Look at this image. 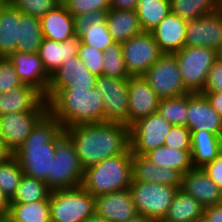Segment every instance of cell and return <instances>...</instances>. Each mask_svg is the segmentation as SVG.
Wrapping results in <instances>:
<instances>
[{"mask_svg":"<svg viewBox=\"0 0 222 222\" xmlns=\"http://www.w3.org/2000/svg\"><path fill=\"white\" fill-rule=\"evenodd\" d=\"M48 111L61 123L70 126L104 122L103 98L96 88L58 90L48 101Z\"/></svg>","mask_w":222,"mask_h":222,"instance_id":"3957f363","label":"cell"},{"mask_svg":"<svg viewBox=\"0 0 222 222\" xmlns=\"http://www.w3.org/2000/svg\"><path fill=\"white\" fill-rule=\"evenodd\" d=\"M0 222H14V221L7 216V217L0 218Z\"/></svg>","mask_w":222,"mask_h":222,"instance_id":"6f0895ef","label":"cell"},{"mask_svg":"<svg viewBox=\"0 0 222 222\" xmlns=\"http://www.w3.org/2000/svg\"><path fill=\"white\" fill-rule=\"evenodd\" d=\"M214 110L222 117V92L202 93Z\"/></svg>","mask_w":222,"mask_h":222,"instance_id":"681fc988","label":"cell"},{"mask_svg":"<svg viewBox=\"0 0 222 222\" xmlns=\"http://www.w3.org/2000/svg\"><path fill=\"white\" fill-rule=\"evenodd\" d=\"M8 217L14 222H51L49 200L33 203H10Z\"/></svg>","mask_w":222,"mask_h":222,"instance_id":"836d02e7","label":"cell"},{"mask_svg":"<svg viewBox=\"0 0 222 222\" xmlns=\"http://www.w3.org/2000/svg\"><path fill=\"white\" fill-rule=\"evenodd\" d=\"M188 93L159 100L157 112L169 123L187 127Z\"/></svg>","mask_w":222,"mask_h":222,"instance_id":"d590c367","label":"cell"},{"mask_svg":"<svg viewBox=\"0 0 222 222\" xmlns=\"http://www.w3.org/2000/svg\"><path fill=\"white\" fill-rule=\"evenodd\" d=\"M106 14L107 11L96 10L73 17L76 36L80 37L93 24L106 23Z\"/></svg>","mask_w":222,"mask_h":222,"instance_id":"f6af8a7d","label":"cell"},{"mask_svg":"<svg viewBox=\"0 0 222 222\" xmlns=\"http://www.w3.org/2000/svg\"><path fill=\"white\" fill-rule=\"evenodd\" d=\"M43 38L64 42L74 37V19L61 3L40 18Z\"/></svg>","mask_w":222,"mask_h":222,"instance_id":"d4e9b609","label":"cell"},{"mask_svg":"<svg viewBox=\"0 0 222 222\" xmlns=\"http://www.w3.org/2000/svg\"><path fill=\"white\" fill-rule=\"evenodd\" d=\"M8 60L13 64L15 72L23 84L30 85L39 90L44 96L50 81L39 53H24L15 51Z\"/></svg>","mask_w":222,"mask_h":222,"instance_id":"ac0fdd59","label":"cell"},{"mask_svg":"<svg viewBox=\"0 0 222 222\" xmlns=\"http://www.w3.org/2000/svg\"><path fill=\"white\" fill-rule=\"evenodd\" d=\"M164 145L177 150H191V130L186 126L173 125Z\"/></svg>","mask_w":222,"mask_h":222,"instance_id":"7bdbcfd3","label":"cell"},{"mask_svg":"<svg viewBox=\"0 0 222 222\" xmlns=\"http://www.w3.org/2000/svg\"><path fill=\"white\" fill-rule=\"evenodd\" d=\"M180 189L191 195L204 208L222 203V190L202 168H193L183 174Z\"/></svg>","mask_w":222,"mask_h":222,"instance_id":"44dd1931","label":"cell"},{"mask_svg":"<svg viewBox=\"0 0 222 222\" xmlns=\"http://www.w3.org/2000/svg\"><path fill=\"white\" fill-rule=\"evenodd\" d=\"M174 55L184 87L190 93H202L210 68L218 60V52L210 48L184 46Z\"/></svg>","mask_w":222,"mask_h":222,"instance_id":"52a82bcc","label":"cell"},{"mask_svg":"<svg viewBox=\"0 0 222 222\" xmlns=\"http://www.w3.org/2000/svg\"><path fill=\"white\" fill-rule=\"evenodd\" d=\"M128 126L137 120L157 112L159 98L142 77H130L128 81Z\"/></svg>","mask_w":222,"mask_h":222,"instance_id":"d6986e66","label":"cell"},{"mask_svg":"<svg viewBox=\"0 0 222 222\" xmlns=\"http://www.w3.org/2000/svg\"><path fill=\"white\" fill-rule=\"evenodd\" d=\"M84 222H110V221L105 219L104 217L94 214L90 216L89 218H87Z\"/></svg>","mask_w":222,"mask_h":222,"instance_id":"db71d44e","label":"cell"},{"mask_svg":"<svg viewBox=\"0 0 222 222\" xmlns=\"http://www.w3.org/2000/svg\"><path fill=\"white\" fill-rule=\"evenodd\" d=\"M19 11L8 2L0 11V57L7 58L17 50L19 40Z\"/></svg>","mask_w":222,"mask_h":222,"instance_id":"83f0119b","label":"cell"},{"mask_svg":"<svg viewBox=\"0 0 222 222\" xmlns=\"http://www.w3.org/2000/svg\"><path fill=\"white\" fill-rule=\"evenodd\" d=\"M180 186L133 181L129 191L138 215L161 222Z\"/></svg>","mask_w":222,"mask_h":222,"instance_id":"ba28073f","label":"cell"},{"mask_svg":"<svg viewBox=\"0 0 222 222\" xmlns=\"http://www.w3.org/2000/svg\"><path fill=\"white\" fill-rule=\"evenodd\" d=\"M133 181L181 186L182 175L174 169L155 165L144 155L133 154Z\"/></svg>","mask_w":222,"mask_h":222,"instance_id":"cb8c5ba5","label":"cell"},{"mask_svg":"<svg viewBox=\"0 0 222 222\" xmlns=\"http://www.w3.org/2000/svg\"><path fill=\"white\" fill-rule=\"evenodd\" d=\"M137 3L138 0H111V9L135 11Z\"/></svg>","mask_w":222,"mask_h":222,"instance_id":"f907efd6","label":"cell"},{"mask_svg":"<svg viewBox=\"0 0 222 222\" xmlns=\"http://www.w3.org/2000/svg\"><path fill=\"white\" fill-rule=\"evenodd\" d=\"M187 127L222 135V117L202 93H188Z\"/></svg>","mask_w":222,"mask_h":222,"instance_id":"e0dca14e","label":"cell"},{"mask_svg":"<svg viewBox=\"0 0 222 222\" xmlns=\"http://www.w3.org/2000/svg\"><path fill=\"white\" fill-rule=\"evenodd\" d=\"M13 64L8 58H0V93L22 86Z\"/></svg>","mask_w":222,"mask_h":222,"instance_id":"ee69618b","label":"cell"},{"mask_svg":"<svg viewBox=\"0 0 222 222\" xmlns=\"http://www.w3.org/2000/svg\"><path fill=\"white\" fill-rule=\"evenodd\" d=\"M51 222H84L95 214V196L82 186L50 191Z\"/></svg>","mask_w":222,"mask_h":222,"instance_id":"5b68a950","label":"cell"},{"mask_svg":"<svg viewBox=\"0 0 222 222\" xmlns=\"http://www.w3.org/2000/svg\"><path fill=\"white\" fill-rule=\"evenodd\" d=\"M10 212V199L0 191V218L7 217Z\"/></svg>","mask_w":222,"mask_h":222,"instance_id":"816d5d0a","label":"cell"},{"mask_svg":"<svg viewBox=\"0 0 222 222\" xmlns=\"http://www.w3.org/2000/svg\"><path fill=\"white\" fill-rule=\"evenodd\" d=\"M13 153L6 147L2 139L0 138V163H3L10 158Z\"/></svg>","mask_w":222,"mask_h":222,"instance_id":"f5cc1de1","label":"cell"},{"mask_svg":"<svg viewBox=\"0 0 222 222\" xmlns=\"http://www.w3.org/2000/svg\"><path fill=\"white\" fill-rule=\"evenodd\" d=\"M155 165L177 170L181 175L193 169L191 150H177L166 145L144 154Z\"/></svg>","mask_w":222,"mask_h":222,"instance_id":"f546056e","label":"cell"},{"mask_svg":"<svg viewBox=\"0 0 222 222\" xmlns=\"http://www.w3.org/2000/svg\"><path fill=\"white\" fill-rule=\"evenodd\" d=\"M106 24L114 42L124 43L143 32L137 12L134 10L110 9L106 14Z\"/></svg>","mask_w":222,"mask_h":222,"instance_id":"484cf974","label":"cell"},{"mask_svg":"<svg viewBox=\"0 0 222 222\" xmlns=\"http://www.w3.org/2000/svg\"><path fill=\"white\" fill-rule=\"evenodd\" d=\"M222 92V62L217 60L208 73L202 93Z\"/></svg>","mask_w":222,"mask_h":222,"instance_id":"bcb514c9","label":"cell"},{"mask_svg":"<svg viewBox=\"0 0 222 222\" xmlns=\"http://www.w3.org/2000/svg\"><path fill=\"white\" fill-rule=\"evenodd\" d=\"M62 130L61 123L49 111L37 122L24 143L13 153L24 175L46 183L55 158L57 135Z\"/></svg>","mask_w":222,"mask_h":222,"instance_id":"7a4b0ae2","label":"cell"},{"mask_svg":"<svg viewBox=\"0 0 222 222\" xmlns=\"http://www.w3.org/2000/svg\"><path fill=\"white\" fill-rule=\"evenodd\" d=\"M199 222H208L204 217L199 219Z\"/></svg>","mask_w":222,"mask_h":222,"instance_id":"91938a15","label":"cell"},{"mask_svg":"<svg viewBox=\"0 0 222 222\" xmlns=\"http://www.w3.org/2000/svg\"><path fill=\"white\" fill-rule=\"evenodd\" d=\"M80 45L81 39L76 35L64 42L43 38L38 53L46 72L52 75L63 62L78 56Z\"/></svg>","mask_w":222,"mask_h":222,"instance_id":"603a6c76","label":"cell"},{"mask_svg":"<svg viewBox=\"0 0 222 222\" xmlns=\"http://www.w3.org/2000/svg\"><path fill=\"white\" fill-rule=\"evenodd\" d=\"M185 46L222 48V8L215 13L187 21Z\"/></svg>","mask_w":222,"mask_h":222,"instance_id":"5bb4252c","label":"cell"},{"mask_svg":"<svg viewBox=\"0 0 222 222\" xmlns=\"http://www.w3.org/2000/svg\"><path fill=\"white\" fill-rule=\"evenodd\" d=\"M173 124L158 112L137 120L130 126V149L133 154L144 155L163 146Z\"/></svg>","mask_w":222,"mask_h":222,"instance_id":"7c38bea8","label":"cell"},{"mask_svg":"<svg viewBox=\"0 0 222 222\" xmlns=\"http://www.w3.org/2000/svg\"><path fill=\"white\" fill-rule=\"evenodd\" d=\"M102 75L116 79H129L122 54V44L114 42L105 49L103 55Z\"/></svg>","mask_w":222,"mask_h":222,"instance_id":"74e56055","label":"cell"},{"mask_svg":"<svg viewBox=\"0 0 222 222\" xmlns=\"http://www.w3.org/2000/svg\"><path fill=\"white\" fill-rule=\"evenodd\" d=\"M127 222H155L152 219H149L148 217L137 215L134 219H131Z\"/></svg>","mask_w":222,"mask_h":222,"instance_id":"11a10c76","label":"cell"},{"mask_svg":"<svg viewBox=\"0 0 222 222\" xmlns=\"http://www.w3.org/2000/svg\"><path fill=\"white\" fill-rule=\"evenodd\" d=\"M95 214L110 222H127L138 215L129 189L96 196Z\"/></svg>","mask_w":222,"mask_h":222,"instance_id":"ffe728a7","label":"cell"},{"mask_svg":"<svg viewBox=\"0 0 222 222\" xmlns=\"http://www.w3.org/2000/svg\"><path fill=\"white\" fill-rule=\"evenodd\" d=\"M81 43L105 51L114 43L112 36L109 34L106 23H96L80 36Z\"/></svg>","mask_w":222,"mask_h":222,"instance_id":"f35d334b","label":"cell"},{"mask_svg":"<svg viewBox=\"0 0 222 222\" xmlns=\"http://www.w3.org/2000/svg\"><path fill=\"white\" fill-rule=\"evenodd\" d=\"M171 13L190 21L217 12L222 0H170Z\"/></svg>","mask_w":222,"mask_h":222,"instance_id":"d6a6232c","label":"cell"},{"mask_svg":"<svg viewBox=\"0 0 222 222\" xmlns=\"http://www.w3.org/2000/svg\"><path fill=\"white\" fill-rule=\"evenodd\" d=\"M9 0H0V11L7 5Z\"/></svg>","mask_w":222,"mask_h":222,"instance_id":"9f6ffc18","label":"cell"},{"mask_svg":"<svg viewBox=\"0 0 222 222\" xmlns=\"http://www.w3.org/2000/svg\"><path fill=\"white\" fill-rule=\"evenodd\" d=\"M129 79H116L105 75L97 77L95 88L104 103V122L123 123L128 126Z\"/></svg>","mask_w":222,"mask_h":222,"instance_id":"8fae6325","label":"cell"},{"mask_svg":"<svg viewBox=\"0 0 222 222\" xmlns=\"http://www.w3.org/2000/svg\"><path fill=\"white\" fill-rule=\"evenodd\" d=\"M83 173L75 145L62 130L57 135L55 158L46 185L50 190L81 186Z\"/></svg>","mask_w":222,"mask_h":222,"instance_id":"8992f818","label":"cell"},{"mask_svg":"<svg viewBox=\"0 0 222 222\" xmlns=\"http://www.w3.org/2000/svg\"><path fill=\"white\" fill-rule=\"evenodd\" d=\"M17 112H48V102L39 90L26 84L0 93V116Z\"/></svg>","mask_w":222,"mask_h":222,"instance_id":"2e32d148","label":"cell"},{"mask_svg":"<svg viewBox=\"0 0 222 222\" xmlns=\"http://www.w3.org/2000/svg\"><path fill=\"white\" fill-rule=\"evenodd\" d=\"M64 132L74 143L84 170L130 148V127L123 123L80 124L65 128Z\"/></svg>","mask_w":222,"mask_h":222,"instance_id":"6da1fadb","label":"cell"},{"mask_svg":"<svg viewBox=\"0 0 222 222\" xmlns=\"http://www.w3.org/2000/svg\"><path fill=\"white\" fill-rule=\"evenodd\" d=\"M47 112H17L0 116V138L14 153Z\"/></svg>","mask_w":222,"mask_h":222,"instance_id":"9a60e30c","label":"cell"},{"mask_svg":"<svg viewBox=\"0 0 222 222\" xmlns=\"http://www.w3.org/2000/svg\"><path fill=\"white\" fill-rule=\"evenodd\" d=\"M19 40L17 50L24 53H38L43 40L40 18L19 11Z\"/></svg>","mask_w":222,"mask_h":222,"instance_id":"4dcf8cb0","label":"cell"},{"mask_svg":"<svg viewBox=\"0 0 222 222\" xmlns=\"http://www.w3.org/2000/svg\"><path fill=\"white\" fill-rule=\"evenodd\" d=\"M122 54L130 77L143 76L164 55L152 34L145 31L122 43Z\"/></svg>","mask_w":222,"mask_h":222,"instance_id":"30bf717a","label":"cell"},{"mask_svg":"<svg viewBox=\"0 0 222 222\" xmlns=\"http://www.w3.org/2000/svg\"><path fill=\"white\" fill-rule=\"evenodd\" d=\"M135 11L142 30L151 32L171 13L170 0H138Z\"/></svg>","mask_w":222,"mask_h":222,"instance_id":"1f68e13d","label":"cell"},{"mask_svg":"<svg viewBox=\"0 0 222 222\" xmlns=\"http://www.w3.org/2000/svg\"><path fill=\"white\" fill-rule=\"evenodd\" d=\"M218 60L222 62V48L218 52Z\"/></svg>","mask_w":222,"mask_h":222,"instance_id":"680465c9","label":"cell"},{"mask_svg":"<svg viewBox=\"0 0 222 222\" xmlns=\"http://www.w3.org/2000/svg\"><path fill=\"white\" fill-rule=\"evenodd\" d=\"M142 77L160 100L190 93L184 87L174 54H164Z\"/></svg>","mask_w":222,"mask_h":222,"instance_id":"9c48e42d","label":"cell"},{"mask_svg":"<svg viewBox=\"0 0 222 222\" xmlns=\"http://www.w3.org/2000/svg\"><path fill=\"white\" fill-rule=\"evenodd\" d=\"M187 21L170 13L150 33L164 54H174L185 46Z\"/></svg>","mask_w":222,"mask_h":222,"instance_id":"7402d4cb","label":"cell"},{"mask_svg":"<svg viewBox=\"0 0 222 222\" xmlns=\"http://www.w3.org/2000/svg\"><path fill=\"white\" fill-rule=\"evenodd\" d=\"M104 52L81 43L78 56L87 69L95 76L102 75Z\"/></svg>","mask_w":222,"mask_h":222,"instance_id":"b9f144b4","label":"cell"},{"mask_svg":"<svg viewBox=\"0 0 222 222\" xmlns=\"http://www.w3.org/2000/svg\"><path fill=\"white\" fill-rule=\"evenodd\" d=\"M203 215L204 207L179 188L161 222H195Z\"/></svg>","mask_w":222,"mask_h":222,"instance_id":"f1b7e54d","label":"cell"},{"mask_svg":"<svg viewBox=\"0 0 222 222\" xmlns=\"http://www.w3.org/2000/svg\"><path fill=\"white\" fill-rule=\"evenodd\" d=\"M133 153L109 157L84 170L81 186L93 196L129 189L132 176Z\"/></svg>","mask_w":222,"mask_h":222,"instance_id":"277c9868","label":"cell"},{"mask_svg":"<svg viewBox=\"0 0 222 222\" xmlns=\"http://www.w3.org/2000/svg\"><path fill=\"white\" fill-rule=\"evenodd\" d=\"M202 169L210 179L222 190V151L212 161L205 164Z\"/></svg>","mask_w":222,"mask_h":222,"instance_id":"7dc6e473","label":"cell"},{"mask_svg":"<svg viewBox=\"0 0 222 222\" xmlns=\"http://www.w3.org/2000/svg\"><path fill=\"white\" fill-rule=\"evenodd\" d=\"M61 3L73 17L90 11L111 9V0H62Z\"/></svg>","mask_w":222,"mask_h":222,"instance_id":"60d3db41","label":"cell"},{"mask_svg":"<svg viewBox=\"0 0 222 222\" xmlns=\"http://www.w3.org/2000/svg\"><path fill=\"white\" fill-rule=\"evenodd\" d=\"M23 174V170L14 155L0 163V191L10 200L15 195Z\"/></svg>","mask_w":222,"mask_h":222,"instance_id":"8d00e7d4","label":"cell"},{"mask_svg":"<svg viewBox=\"0 0 222 222\" xmlns=\"http://www.w3.org/2000/svg\"><path fill=\"white\" fill-rule=\"evenodd\" d=\"M191 159L194 168H202L212 162L222 151V135L211 132L191 131Z\"/></svg>","mask_w":222,"mask_h":222,"instance_id":"4316f807","label":"cell"},{"mask_svg":"<svg viewBox=\"0 0 222 222\" xmlns=\"http://www.w3.org/2000/svg\"><path fill=\"white\" fill-rule=\"evenodd\" d=\"M97 76L93 75L80 60L73 56L50 75L49 85L44 96L48 101L58 90H89L95 88Z\"/></svg>","mask_w":222,"mask_h":222,"instance_id":"4fadbf2b","label":"cell"},{"mask_svg":"<svg viewBox=\"0 0 222 222\" xmlns=\"http://www.w3.org/2000/svg\"><path fill=\"white\" fill-rule=\"evenodd\" d=\"M50 191L44 181L23 174L10 203H33L40 200H50Z\"/></svg>","mask_w":222,"mask_h":222,"instance_id":"e575fe53","label":"cell"},{"mask_svg":"<svg viewBox=\"0 0 222 222\" xmlns=\"http://www.w3.org/2000/svg\"><path fill=\"white\" fill-rule=\"evenodd\" d=\"M203 217L208 222H222V203L205 207Z\"/></svg>","mask_w":222,"mask_h":222,"instance_id":"c3c4849f","label":"cell"},{"mask_svg":"<svg viewBox=\"0 0 222 222\" xmlns=\"http://www.w3.org/2000/svg\"><path fill=\"white\" fill-rule=\"evenodd\" d=\"M21 13L41 18L61 4V0H9Z\"/></svg>","mask_w":222,"mask_h":222,"instance_id":"ab89813d","label":"cell"}]
</instances>
